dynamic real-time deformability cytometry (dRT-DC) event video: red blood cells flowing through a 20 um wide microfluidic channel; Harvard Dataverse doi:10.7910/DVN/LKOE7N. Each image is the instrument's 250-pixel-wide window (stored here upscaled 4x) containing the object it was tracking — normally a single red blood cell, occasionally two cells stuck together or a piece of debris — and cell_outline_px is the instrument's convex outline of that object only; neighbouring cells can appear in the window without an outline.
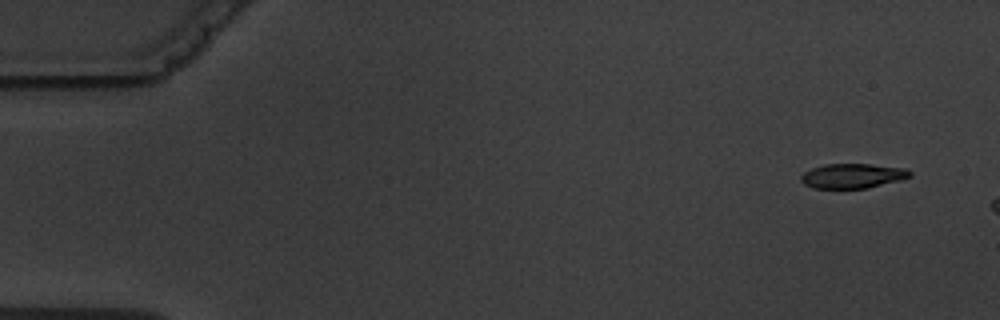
{"species": "common noctule bat (a hibernating species)", "species_latin": "Nyctalus noctula", "temperature_condition": "warm", "stored_images_in_passage": 5, "camera_frame_rate_fps": 3000, "um_per_image_px": 0.085, "animal": {"sex": "male", "body_mass_g": 19.5, "forearm_length_mm": 54.6}, "frame": {"image": 1, "passage_image": 1, "time_ms": 0.0, "image_size_px": [1000, 320], "cell_outline_px": [[912, 176], [900, 180], [868, 188], [812, 188], [804, 184], [800, 180], [800, 176], [804, 172], [812, 168], [824, 164], [868, 164], [908, 168], [912, 172]], "centroid_in_image_um": [72.48, 14.95], "position_along_channel_um": 12.5, "area_um2": 15.78}}